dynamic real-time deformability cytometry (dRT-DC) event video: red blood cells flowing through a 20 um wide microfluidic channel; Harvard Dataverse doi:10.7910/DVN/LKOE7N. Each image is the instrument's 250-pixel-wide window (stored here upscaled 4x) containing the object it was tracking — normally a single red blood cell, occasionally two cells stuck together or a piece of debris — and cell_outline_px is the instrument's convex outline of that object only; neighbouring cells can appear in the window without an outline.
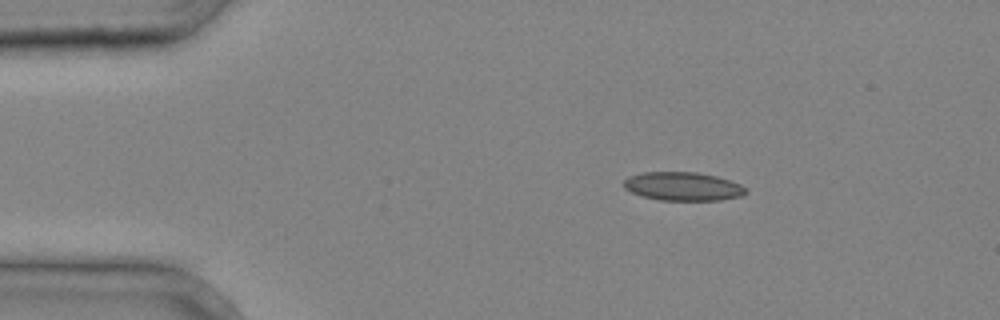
{"species": "common noctule bat (a hibernating species)", "species_latin": "Nyctalus noctula", "temperature_condition": "cold", "stored_images_in_passage": 2, "camera_frame_rate_fps": 3000, "um_per_image_px": 0.085, "animal": {"sex": "male", "body_mass_g": 20.4}, "frame": {"image": 1, "passage_image": 1, "time_ms": 0.0, "image_size_px": [1000, 320], "cell_outline_px": [[748, 192], [740, 196], [720, 200], [660, 200], [640, 196], [624, 188], [624, 180], [628, 176], [640, 172], [696, 172], [716, 176], [740, 184], [748, 188]], "centroid_in_image_um": [58.03, 15.84], "position_along_channel_um": 27.0, "area_um2": 20.4}}